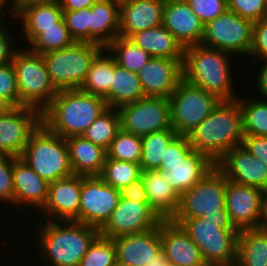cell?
I'll list each match as a JSON object with an SVG mask.
<instances>
[{"label":"cell","instance_id":"1","mask_svg":"<svg viewBox=\"0 0 267 266\" xmlns=\"http://www.w3.org/2000/svg\"><path fill=\"white\" fill-rule=\"evenodd\" d=\"M35 251L44 266H79L99 229L77 221L37 220ZM40 222V223H39ZM37 241V242H36Z\"/></svg>","mask_w":267,"mask_h":266},{"label":"cell","instance_id":"2","mask_svg":"<svg viewBox=\"0 0 267 266\" xmlns=\"http://www.w3.org/2000/svg\"><path fill=\"white\" fill-rule=\"evenodd\" d=\"M237 56L197 44L184 48L183 78L219 100H233L240 95L234 81L232 61ZM233 77V78H232Z\"/></svg>","mask_w":267,"mask_h":266},{"label":"cell","instance_id":"3","mask_svg":"<svg viewBox=\"0 0 267 266\" xmlns=\"http://www.w3.org/2000/svg\"><path fill=\"white\" fill-rule=\"evenodd\" d=\"M187 137L191 147L205 154L214 164L226 151L240 146L244 134L238 98L220 100L212 112Z\"/></svg>","mask_w":267,"mask_h":266},{"label":"cell","instance_id":"4","mask_svg":"<svg viewBox=\"0 0 267 266\" xmlns=\"http://www.w3.org/2000/svg\"><path fill=\"white\" fill-rule=\"evenodd\" d=\"M107 108L103 97L79 89L59 90L41 112V123L63 138L81 136Z\"/></svg>","mask_w":267,"mask_h":266},{"label":"cell","instance_id":"5","mask_svg":"<svg viewBox=\"0 0 267 266\" xmlns=\"http://www.w3.org/2000/svg\"><path fill=\"white\" fill-rule=\"evenodd\" d=\"M20 158L48 183L73 175L65 138L42 123L31 134Z\"/></svg>","mask_w":267,"mask_h":266},{"label":"cell","instance_id":"6","mask_svg":"<svg viewBox=\"0 0 267 266\" xmlns=\"http://www.w3.org/2000/svg\"><path fill=\"white\" fill-rule=\"evenodd\" d=\"M11 62L15 70L20 103L42 112L58 93L51 82L43 55L20 47Z\"/></svg>","mask_w":267,"mask_h":266},{"label":"cell","instance_id":"7","mask_svg":"<svg viewBox=\"0 0 267 266\" xmlns=\"http://www.w3.org/2000/svg\"><path fill=\"white\" fill-rule=\"evenodd\" d=\"M171 220L198 246L206 265H235L237 229H221V223L206 222L203 218Z\"/></svg>","mask_w":267,"mask_h":266},{"label":"cell","instance_id":"8","mask_svg":"<svg viewBox=\"0 0 267 266\" xmlns=\"http://www.w3.org/2000/svg\"><path fill=\"white\" fill-rule=\"evenodd\" d=\"M102 49L99 44L75 42L70 47L42 54L55 88L58 91L80 89L90 64Z\"/></svg>","mask_w":267,"mask_h":266},{"label":"cell","instance_id":"9","mask_svg":"<svg viewBox=\"0 0 267 266\" xmlns=\"http://www.w3.org/2000/svg\"><path fill=\"white\" fill-rule=\"evenodd\" d=\"M227 178L214 166L191 189L180 195L179 207L171 219L203 218L226 211Z\"/></svg>","mask_w":267,"mask_h":266},{"label":"cell","instance_id":"10","mask_svg":"<svg viewBox=\"0 0 267 266\" xmlns=\"http://www.w3.org/2000/svg\"><path fill=\"white\" fill-rule=\"evenodd\" d=\"M171 128L177 135L188 136L215 108L220 100L184 78L169 97Z\"/></svg>","mask_w":267,"mask_h":266},{"label":"cell","instance_id":"11","mask_svg":"<svg viewBox=\"0 0 267 266\" xmlns=\"http://www.w3.org/2000/svg\"><path fill=\"white\" fill-rule=\"evenodd\" d=\"M253 24L228 9L204 25L201 44L210 48L227 51L240 59L249 57L252 45Z\"/></svg>","mask_w":267,"mask_h":266},{"label":"cell","instance_id":"12","mask_svg":"<svg viewBox=\"0 0 267 266\" xmlns=\"http://www.w3.org/2000/svg\"><path fill=\"white\" fill-rule=\"evenodd\" d=\"M120 129L137 136H145L171 128L169 98L144 97L117 108Z\"/></svg>","mask_w":267,"mask_h":266},{"label":"cell","instance_id":"13","mask_svg":"<svg viewBox=\"0 0 267 266\" xmlns=\"http://www.w3.org/2000/svg\"><path fill=\"white\" fill-rule=\"evenodd\" d=\"M120 192L99 176L84 177L80 191L79 222L101 229L118 205Z\"/></svg>","mask_w":267,"mask_h":266},{"label":"cell","instance_id":"14","mask_svg":"<svg viewBox=\"0 0 267 266\" xmlns=\"http://www.w3.org/2000/svg\"><path fill=\"white\" fill-rule=\"evenodd\" d=\"M162 220L148 203L120 198L109 220L99 232L102 237L113 239L149 231L156 228Z\"/></svg>","mask_w":267,"mask_h":266},{"label":"cell","instance_id":"15","mask_svg":"<svg viewBox=\"0 0 267 266\" xmlns=\"http://www.w3.org/2000/svg\"><path fill=\"white\" fill-rule=\"evenodd\" d=\"M40 124L41 112L32 107H15L0 115V153L20 157Z\"/></svg>","mask_w":267,"mask_h":266},{"label":"cell","instance_id":"16","mask_svg":"<svg viewBox=\"0 0 267 266\" xmlns=\"http://www.w3.org/2000/svg\"><path fill=\"white\" fill-rule=\"evenodd\" d=\"M84 177L73 174L49 183L48 200L35 219L79 222L80 191Z\"/></svg>","mask_w":267,"mask_h":266},{"label":"cell","instance_id":"17","mask_svg":"<svg viewBox=\"0 0 267 266\" xmlns=\"http://www.w3.org/2000/svg\"><path fill=\"white\" fill-rule=\"evenodd\" d=\"M262 191L227 179L226 211L231 224L238 231L260 227Z\"/></svg>","mask_w":267,"mask_h":266},{"label":"cell","instance_id":"18","mask_svg":"<svg viewBox=\"0 0 267 266\" xmlns=\"http://www.w3.org/2000/svg\"><path fill=\"white\" fill-rule=\"evenodd\" d=\"M12 179L15 210L19 211L24 207L25 209H21L24 210L21 214L28 212L30 209L29 214H35L36 216L48 200L49 183L20 157L15 156H13Z\"/></svg>","mask_w":267,"mask_h":266},{"label":"cell","instance_id":"19","mask_svg":"<svg viewBox=\"0 0 267 266\" xmlns=\"http://www.w3.org/2000/svg\"><path fill=\"white\" fill-rule=\"evenodd\" d=\"M215 166L232 182L267 189V165L242 145L226 151Z\"/></svg>","mask_w":267,"mask_h":266},{"label":"cell","instance_id":"20","mask_svg":"<svg viewBox=\"0 0 267 266\" xmlns=\"http://www.w3.org/2000/svg\"><path fill=\"white\" fill-rule=\"evenodd\" d=\"M138 77L145 97L169 98L183 79V60L151 57Z\"/></svg>","mask_w":267,"mask_h":266},{"label":"cell","instance_id":"21","mask_svg":"<svg viewBox=\"0 0 267 266\" xmlns=\"http://www.w3.org/2000/svg\"><path fill=\"white\" fill-rule=\"evenodd\" d=\"M162 25L183 48L202 42L204 24L185 0H165Z\"/></svg>","mask_w":267,"mask_h":266},{"label":"cell","instance_id":"22","mask_svg":"<svg viewBox=\"0 0 267 266\" xmlns=\"http://www.w3.org/2000/svg\"><path fill=\"white\" fill-rule=\"evenodd\" d=\"M117 266H146L161 250L160 224L149 231L113 238Z\"/></svg>","mask_w":267,"mask_h":266},{"label":"cell","instance_id":"23","mask_svg":"<svg viewBox=\"0 0 267 266\" xmlns=\"http://www.w3.org/2000/svg\"><path fill=\"white\" fill-rule=\"evenodd\" d=\"M214 166L205 154L192 148L183 157V161L161 163L158 171L180 196L198 183Z\"/></svg>","mask_w":267,"mask_h":266},{"label":"cell","instance_id":"24","mask_svg":"<svg viewBox=\"0 0 267 266\" xmlns=\"http://www.w3.org/2000/svg\"><path fill=\"white\" fill-rule=\"evenodd\" d=\"M161 247L173 266H205L198 246L171 219L160 222Z\"/></svg>","mask_w":267,"mask_h":266},{"label":"cell","instance_id":"25","mask_svg":"<svg viewBox=\"0 0 267 266\" xmlns=\"http://www.w3.org/2000/svg\"><path fill=\"white\" fill-rule=\"evenodd\" d=\"M165 0H123L120 2L119 36L133 34L162 25Z\"/></svg>","mask_w":267,"mask_h":266},{"label":"cell","instance_id":"26","mask_svg":"<svg viewBox=\"0 0 267 266\" xmlns=\"http://www.w3.org/2000/svg\"><path fill=\"white\" fill-rule=\"evenodd\" d=\"M120 2L98 0L90 7L89 43L106 48L119 36Z\"/></svg>","mask_w":267,"mask_h":266},{"label":"cell","instance_id":"27","mask_svg":"<svg viewBox=\"0 0 267 266\" xmlns=\"http://www.w3.org/2000/svg\"><path fill=\"white\" fill-rule=\"evenodd\" d=\"M73 174L90 177L102 173L107 150L81 136L65 138Z\"/></svg>","mask_w":267,"mask_h":266},{"label":"cell","instance_id":"28","mask_svg":"<svg viewBox=\"0 0 267 266\" xmlns=\"http://www.w3.org/2000/svg\"><path fill=\"white\" fill-rule=\"evenodd\" d=\"M19 39L22 37L23 47L36 54H45L72 46L75 40L71 37L65 20L62 17L57 22V27L50 28H17ZM26 43H23V42ZM26 45V46H25Z\"/></svg>","mask_w":267,"mask_h":266},{"label":"cell","instance_id":"29","mask_svg":"<svg viewBox=\"0 0 267 266\" xmlns=\"http://www.w3.org/2000/svg\"><path fill=\"white\" fill-rule=\"evenodd\" d=\"M147 203L162 219H171L179 207L180 196L158 170L141 171Z\"/></svg>","mask_w":267,"mask_h":266},{"label":"cell","instance_id":"30","mask_svg":"<svg viewBox=\"0 0 267 266\" xmlns=\"http://www.w3.org/2000/svg\"><path fill=\"white\" fill-rule=\"evenodd\" d=\"M129 39L151 57L184 60V48L163 25L139 31Z\"/></svg>","mask_w":267,"mask_h":266},{"label":"cell","instance_id":"31","mask_svg":"<svg viewBox=\"0 0 267 266\" xmlns=\"http://www.w3.org/2000/svg\"><path fill=\"white\" fill-rule=\"evenodd\" d=\"M62 17L60 3L31 0L15 9L14 22L18 24L17 28H50L57 27V22Z\"/></svg>","mask_w":267,"mask_h":266},{"label":"cell","instance_id":"32","mask_svg":"<svg viewBox=\"0 0 267 266\" xmlns=\"http://www.w3.org/2000/svg\"><path fill=\"white\" fill-rule=\"evenodd\" d=\"M145 97L138 74L117 63L113 67L110 91L103 97L108 107L118 108Z\"/></svg>","mask_w":267,"mask_h":266},{"label":"cell","instance_id":"33","mask_svg":"<svg viewBox=\"0 0 267 266\" xmlns=\"http://www.w3.org/2000/svg\"><path fill=\"white\" fill-rule=\"evenodd\" d=\"M267 265V229L252 228L240 230L237 239L236 262L234 266Z\"/></svg>","mask_w":267,"mask_h":266},{"label":"cell","instance_id":"34","mask_svg":"<svg viewBox=\"0 0 267 266\" xmlns=\"http://www.w3.org/2000/svg\"><path fill=\"white\" fill-rule=\"evenodd\" d=\"M115 64L113 56L106 48H103L90 64L89 71L79 90L104 97L110 91Z\"/></svg>","mask_w":267,"mask_h":266},{"label":"cell","instance_id":"35","mask_svg":"<svg viewBox=\"0 0 267 266\" xmlns=\"http://www.w3.org/2000/svg\"><path fill=\"white\" fill-rule=\"evenodd\" d=\"M246 94L241 93L238 97L242 112L243 134L267 136V98L257 99L253 94H251L252 97L249 96L250 93L246 92Z\"/></svg>","mask_w":267,"mask_h":266},{"label":"cell","instance_id":"36","mask_svg":"<svg viewBox=\"0 0 267 266\" xmlns=\"http://www.w3.org/2000/svg\"><path fill=\"white\" fill-rule=\"evenodd\" d=\"M106 49L118 65L136 74L151 58L148 52L138 47L131 39L121 36L115 38Z\"/></svg>","mask_w":267,"mask_h":266},{"label":"cell","instance_id":"37","mask_svg":"<svg viewBox=\"0 0 267 266\" xmlns=\"http://www.w3.org/2000/svg\"><path fill=\"white\" fill-rule=\"evenodd\" d=\"M177 136L173 129H166L142 136L141 171L158 170L164 151Z\"/></svg>","mask_w":267,"mask_h":266},{"label":"cell","instance_id":"38","mask_svg":"<svg viewBox=\"0 0 267 266\" xmlns=\"http://www.w3.org/2000/svg\"><path fill=\"white\" fill-rule=\"evenodd\" d=\"M120 130V117L117 108L108 107L84 131L82 136L95 145L108 150L116 133Z\"/></svg>","mask_w":267,"mask_h":266},{"label":"cell","instance_id":"39","mask_svg":"<svg viewBox=\"0 0 267 266\" xmlns=\"http://www.w3.org/2000/svg\"><path fill=\"white\" fill-rule=\"evenodd\" d=\"M141 175L140 163L106 158L100 178L115 189L120 190L137 181Z\"/></svg>","mask_w":267,"mask_h":266},{"label":"cell","instance_id":"40","mask_svg":"<svg viewBox=\"0 0 267 266\" xmlns=\"http://www.w3.org/2000/svg\"><path fill=\"white\" fill-rule=\"evenodd\" d=\"M141 151L142 138L120 129L107 150V158L140 163Z\"/></svg>","mask_w":267,"mask_h":266},{"label":"cell","instance_id":"41","mask_svg":"<svg viewBox=\"0 0 267 266\" xmlns=\"http://www.w3.org/2000/svg\"><path fill=\"white\" fill-rule=\"evenodd\" d=\"M116 256L113 239L99 235L89 246L79 266H117Z\"/></svg>","mask_w":267,"mask_h":266},{"label":"cell","instance_id":"42","mask_svg":"<svg viewBox=\"0 0 267 266\" xmlns=\"http://www.w3.org/2000/svg\"><path fill=\"white\" fill-rule=\"evenodd\" d=\"M63 18L75 42L89 43L90 7L63 11Z\"/></svg>","mask_w":267,"mask_h":266},{"label":"cell","instance_id":"43","mask_svg":"<svg viewBox=\"0 0 267 266\" xmlns=\"http://www.w3.org/2000/svg\"><path fill=\"white\" fill-rule=\"evenodd\" d=\"M13 156L0 153V203L14 210ZM5 205H3L4 203ZM9 204V205H8Z\"/></svg>","mask_w":267,"mask_h":266},{"label":"cell","instance_id":"44","mask_svg":"<svg viewBox=\"0 0 267 266\" xmlns=\"http://www.w3.org/2000/svg\"><path fill=\"white\" fill-rule=\"evenodd\" d=\"M227 9L252 22L266 18L267 0H227Z\"/></svg>","mask_w":267,"mask_h":266},{"label":"cell","instance_id":"45","mask_svg":"<svg viewBox=\"0 0 267 266\" xmlns=\"http://www.w3.org/2000/svg\"><path fill=\"white\" fill-rule=\"evenodd\" d=\"M205 25L227 10V0H185Z\"/></svg>","mask_w":267,"mask_h":266},{"label":"cell","instance_id":"46","mask_svg":"<svg viewBox=\"0 0 267 266\" xmlns=\"http://www.w3.org/2000/svg\"><path fill=\"white\" fill-rule=\"evenodd\" d=\"M0 95L8 99L15 107H22L15 70L12 62L0 67Z\"/></svg>","mask_w":267,"mask_h":266},{"label":"cell","instance_id":"47","mask_svg":"<svg viewBox=\"0 0 267 266\" xmlns=\"http://www.w3.org/2000/svg\"><path fill=\"white\" fill-rule=\"evenodd\" d=\"M249 57L254 59V62L267 58V17L253 24L252 45Z\"/></svg>","mask_w":267,"mask_h":266},{"label":"cell","instance_id":"48","mask_svg":"<svg viewBox=\"0 0 267 266\" xmlns=\"http://www.w3.org/2000/svg\"><path fill=\"white\" fill-rule=\"evenodd\" d=\"M191 149L188 137L177 135L165 149L161 163L181 162Z\"/></svg>","mask_w":267,"mask_h":266},{"label":"cell","instance_id":"49","mask_svg":"<svg viewBox=\"0 0 267 266\" xmlns=\"http://www.w3.org/2000/svg\"><path fill=\"white\" fill-rule=\"evenodd\" d=\"M8 26H10V25H7V28L3 32L0 33V67L11 62L13 59L14 53L20 47H22L21 46L22 44L21 43L19 44L20 40L19 39L16 40V38L18 36L15 33V31H17V30L15 29V30H13V32H11L12 30H8L9 29ZM17 41H18V43H17ZM17 44H19V45H17Z\"/></svg>","mask_w":267,"mask_h":266},{"label":"cell","instance_id":"50","mask_svg":"<svg viewBox=\"0 0 267 266\" xmlns=\"http://www.w3.org/2000/svg\"><path fill=\"white\" fill-rule=\"evenodd\" d=\"M241 145L267 165V136L244 135Z\"/></svg>","mask_w":267,"mask_h":266},{"label":"cell","instance_id":"51","mask_svg":"<svg viewBox=\"0 0 267 266\" xmlns=\"http://www.w3.org/2000/svg\"><path fill=\"white\" fill-rule=\"evenodd\" d=\"M120 198L134 200L138 203H147L146 191L141 178L131 183L128 187L119 190Z\"/></svg>","mask_w":267,"mask_h":266},{"label":"cell","instance_id":"52","mask_svg":"<svg viewBox=\"0 0 267 266\" xmlns=\"http://www.w3.org/2000/svg\"><path fill=\"white\" fill-rule=\"evenodd\" d=\"M257 62H262V63H258L260 64V66L258 65V70H255L257 72V74L254 75V73L252 74L253 76H256L254 79V83L253 85H255L256 91L258 89L257 92L254 93V95L256 93H258L257 96L255 97H260V98H267V58L257 61ZM260 68V69H259ZM256 80V82H255ZM262 96V97H261Z\"/></svg>","mask_w":267,"mask_h":266},{"label":"cell","instance_id":"53","mask_svg":"<svg viewBox=\"0 0 267 266\" xmlns=\"http://www.w3.org/2000/svg\"><path fill=\"white\" fill-rule=\"evenodd\" d=\"M98 0H61L60 6L63 11H74L86 7H91Z\"/></svg>","mask_w":267,"mask_h":266},{"label":"cell","instance_id":"54","mask_svg":"<svg viewBox=\"0 0 267 266\" xmlns=\"http://www.w3.org/2000/svg\"><path fill=\"white\" fill-rule=\"evenodd\" d=\"M206 222L221 223V229H235L231 224L228 214H212L203 217Z\"/></svg>","mask_w":267,"mask_h":266},{"label":"cell","instance_id":"55","mask_svg":"<svg viewBox=\"0 0 267 266\" xmlns=\"http://www.w3.org/2000/svg\"><path fill=\"white\" fill-rule=\"evenodd\" d=\"M260 228L267 229V189L262 191Z\"/></svg>","mask_w":267,"mask_h":266},{"label":"cell","instance_id":"56","mask_svg":"<svg viewBox=\"0 0 267 266\" xmlns=\"http://www.w3.org/2000/svg\"><path fill=\"white\" fill-rule=\"evenodd\" d=\"M146 266H172V263L166 258L163 250H161Z\"/></svg>","mask_w":267,"mask_h":266},{"label":"cell","instance_id":"57","mask_svg":"<svg viewBox=\"0 0 267 266\" xmlns=\"http://www.w3.org/2000/svg\"><path fill=\"white\" fill-rule=\"evenodd\" d=\"M6 17L7 18L10 17V18H8V21L11 19L12 21H9V22H11L10 25L11 24L13 25L14 24L13 21L15 20L14 19L15 18V11H0V33L3 32L7 28V27H5V25L9 23L7 20H5V19H7Z\"/></svg>","mask_w":267,"mask_h":266},{"label":"cell","instance_id":"58","mask_svg":"<svg viewBox=\"0 0 267 266\" xmlns=\"http://www.w3.org/2000/svg\"><path fill=\"white\" fill-rule=\"evenodd\" d=\"M14 108L15 106L8 99L0 95V115H5Z\"/></svg>","mask_w":267,"mask_h":266},{"label":"cell","instance_id":"59","mask_svg":"<svg viewBox=\"0 0 267 266\" xmlns=\"http://www.w3.org/2000/svg\"><path fill=\"white\" fill-rule=\"evenodd\" d=\"M0 11H15V8L10 0H0Z\"/></svg>","mask_w":267,"mask_h":266},{"label":"cell","instance_id":"60","mask_svg":"<svg viewBox=\"0 0 267 266\" xmlns=\"http://www.w3.org/2000/svg\"><path fill=\"white\" fill-rule=\"evenodd\" d=\"M27 1H31V0H10V3L14 6V8L16 9L20 4L27 2Z\"/></svg>","mask_w":267,"mask_h":266},{"label":"cell","instance_id":"61","mask_svg":"<svg viewBox=\"0 0 267 266\" xmlns=\"http://www.w3.org/2000/svg\"><path fill=\"white\" fill-rule=\"evenodd\" d=\"M42 1H46V2H58V3H60L61 0H42Z\"/></svg>","mask_w":267,"mask_h":266},{"label":"cell","instance_id":"62","mask_svg":"<svg viewBox=\"0 0 267 266\" xmlns=\"http://www.w3.org/2000/svg\"><path fill=\"white\" fill-rule=\"evenodd\" d=\"M205 266H225V265H205Z\"/></svg>","mask_w":267,"mask_h":266}]
</instances>
